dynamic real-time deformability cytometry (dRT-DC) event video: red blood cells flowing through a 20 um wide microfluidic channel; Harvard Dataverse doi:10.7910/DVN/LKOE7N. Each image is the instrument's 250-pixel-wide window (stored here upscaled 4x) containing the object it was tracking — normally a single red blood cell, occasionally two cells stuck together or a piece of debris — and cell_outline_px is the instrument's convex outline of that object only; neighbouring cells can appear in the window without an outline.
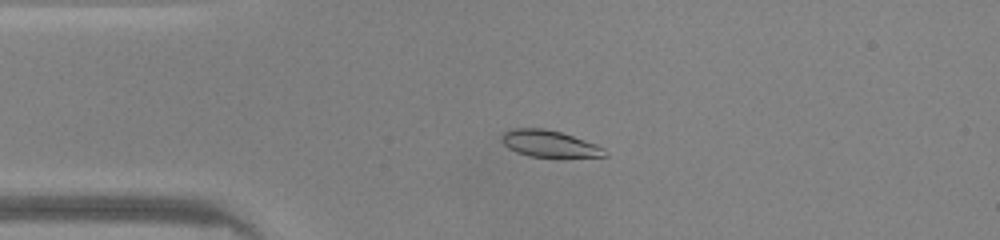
{"species": "common noctule bat (a hibernating species)", "species_latin": "Nyctalus noctula", "temperature_condition": "warm", "stored_images_in_passage": 46, "camera_frame_rate_fps": 3000, "um_per_image_px": 0.085, "animal": {"sex": "male", "body_mass_g": 20.0, "forearm_length_mm": 53.3}, "frame": {"image": 1, "passage_image": 9, "time_ms": 2.667, "image_size_px": [1000, 240], "cell_outline_px": [[608, 156], [528, 156], [516, 152], [508, 148], [500, 140], [500, 136], [504, 132], [512, 128], [544, 128], [560, 132], [596, 144], [604, 148], [608, 152]], "centroid_in_image_um": [46.64, 12.2], "position_along_channel_um": 38.4, "area_um2": 15.84}}
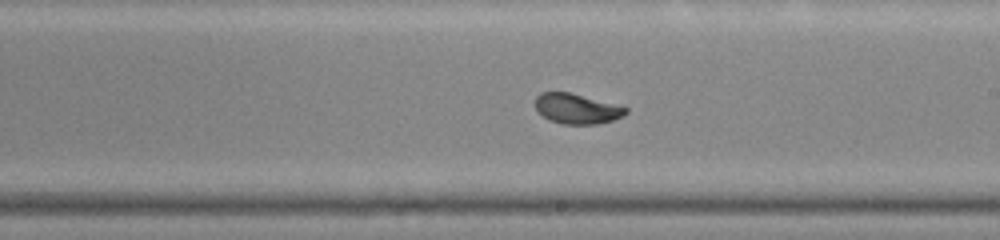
{"frame": {"image": 2, "passage_image": 25, "time_ms": 8.0, "image_size_px": [1000, 240], "cell_outline_px": [[628, 112], [624, 116], [612, 120], [596, 124], [564, 124], [548, 120], [536, 108], [536, 96], [540, 92], [568, 92], [628, 108]], "centroid_in_image_um": [49.02, 9.25], "position_along_channel_um": 240.0, "area_um2": 15.61}}
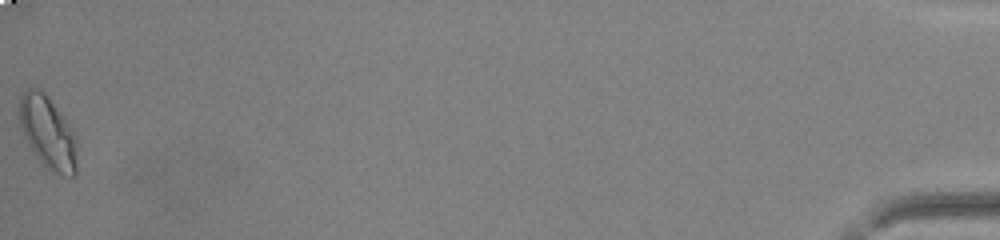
{"frame": {"image": 3, "passage_image": 46, "time_ms": 15.0, "image_size_px": [1000, 240], "cell_outline_px": [[76, 176], [72, 176], [52, 172], [36, 156], [28, 144], [24, 136], [20, 124], [20, 96], [28, 88], [36, 88], [44, 92], [76, 136]], "centroid_in_image_um": [4.06, 11.28], "position_along_channel_um": 431.1, "area_um2": 23.7}, "authors_computed_cell_mechanics": {"area_um2": 16.7331, "velocity_mm_per_s": 4.2506, "shape_relaxation_time_tau1_ms": 2.3647, "shape_relaxation_time_tau2_ms": 0.6334, "deformation_change_tau1": 0.1528, "deformation_change_tau2": 0.039}}